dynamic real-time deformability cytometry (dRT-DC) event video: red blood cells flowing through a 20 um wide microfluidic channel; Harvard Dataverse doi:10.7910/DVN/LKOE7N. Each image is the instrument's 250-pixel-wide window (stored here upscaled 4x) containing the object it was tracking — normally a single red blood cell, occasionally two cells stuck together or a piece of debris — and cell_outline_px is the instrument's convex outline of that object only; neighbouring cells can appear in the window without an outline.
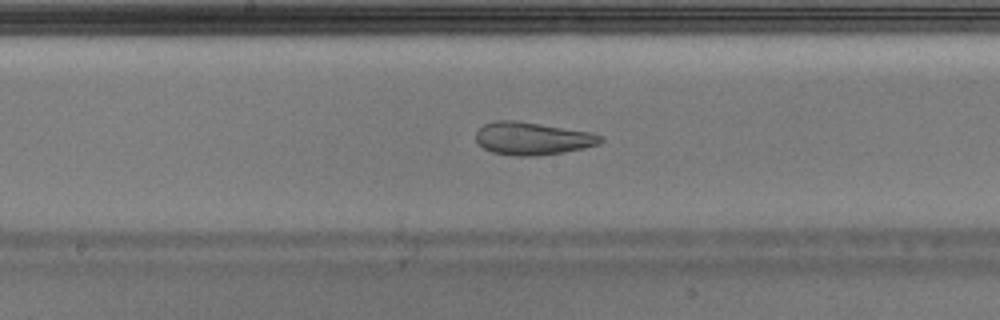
{"species": "Egyptian fruit bat (a non-hibernating species)", "species_latin": "Rousettus aegyptiacus", "temperature_condition": "warm", "stored_images_in_passage": 51, "camera_frame_rate_fps": 3000, "um_per_image_px": 0.085, "animal": {"sex": "male"}, "frame": {"image": 1, "passage_image": 27, "time_ms": 8.667, "image_size_px": [1000, 320], "cell_outline_px": [[604, 140], [600, 144], [584, 148], [564, 152], [540, 156], [516, 156], [492, 152], [484, 148], [476, 140], [476, 132], [484, 124], [496, 120], [516, 120], [592, 132], [604, 136]], "centroid_in_image_um": [45.3, 11.77], "position_along_channel_um": 202.9, "area_um2": 23.99}, "authors_computed_cell_mechanics": {"area_um2": 26.4724, "velocity_mm_per_s": 3.9853, "shape_relaxation_time_tau1_ms": null, "shape_relaxation_time_tau2_ms": 1.1474, "deformation_change_tau1": null, "deformation_change_tau2": 0.0802}}